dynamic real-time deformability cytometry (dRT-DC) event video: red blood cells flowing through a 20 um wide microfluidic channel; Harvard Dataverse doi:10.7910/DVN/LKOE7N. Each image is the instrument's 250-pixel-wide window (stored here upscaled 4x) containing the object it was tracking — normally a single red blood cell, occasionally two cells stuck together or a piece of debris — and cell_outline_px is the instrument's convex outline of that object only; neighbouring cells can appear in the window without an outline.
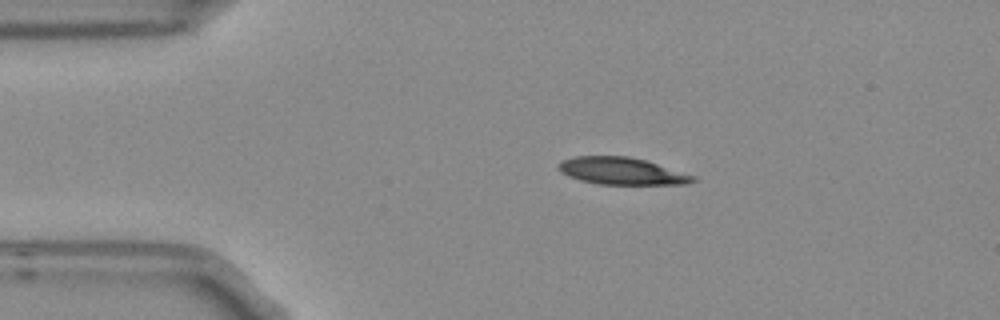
{"species": "Egyptian fruit bat (a non-hibernating species)", "species_latin": "Rousettus aegyptiacus", "temperature_condition": "room temperature", "stored_images_in_passage": 2, "camera_frame_rate_fps": 3000, "um_per_image_px": 0.085, "frame": {"image": 1, "passage_image": 1, "time_ms": 0.0, "image_size_px": [1000, 320], "cell_outline_px": [[700, 180], [688, 184], [600, 184], [580, 180], [568, 176], [560, 172], [556, 168], [564, 160], [572, 156], [628, 156], [644, 160], [696, 176]], "centroid_in_image_um": [52.86, 14.54], "position_along_channel_um": 32.1, "area_um2": 21.21}}